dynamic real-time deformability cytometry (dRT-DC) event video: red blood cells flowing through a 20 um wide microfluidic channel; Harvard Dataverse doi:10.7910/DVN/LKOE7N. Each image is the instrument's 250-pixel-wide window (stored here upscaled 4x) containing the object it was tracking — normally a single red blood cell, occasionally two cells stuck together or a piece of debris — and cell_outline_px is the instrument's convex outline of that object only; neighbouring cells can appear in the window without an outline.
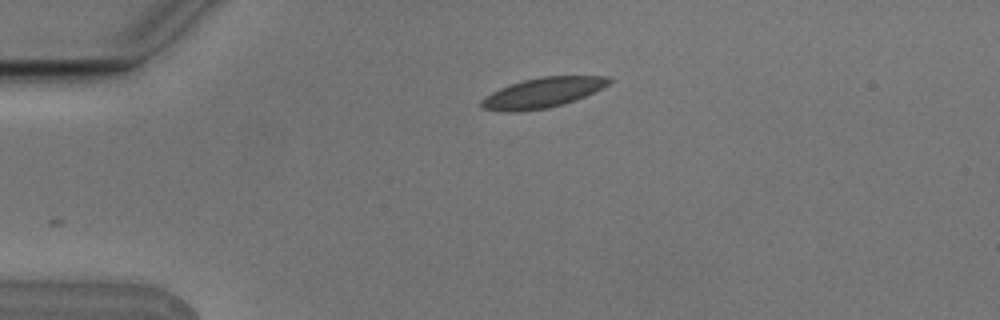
{"species": "Egyptian fruit bat (a non-hibernating species)", "species_latin": "Rousettus aegyptiacus", "temperature_condition": "cold", "stored_images_in_passage": 2, "camera_frame_rate_fps": 3000, "um_per_image_px": 0.085, "animal": {"sex": "male"}, "frame": {"image": 1, "passage_image": 1, "time_ms": 0.0, "image_size_px": [1000, 320], "cell_outline_px": [[612, 80], [604, 88], [564, 104], [548, 108], [516, 112], [504, 112], [484, 108], [480, 104], [480, 100], [484, 96], [500, 88], [524, 80], [540, 76], [612, 76]], "centroid_in_image_um": [46.13, 7.88], "position_along_channel_um": 38.9, "area_um2": 22.37}}